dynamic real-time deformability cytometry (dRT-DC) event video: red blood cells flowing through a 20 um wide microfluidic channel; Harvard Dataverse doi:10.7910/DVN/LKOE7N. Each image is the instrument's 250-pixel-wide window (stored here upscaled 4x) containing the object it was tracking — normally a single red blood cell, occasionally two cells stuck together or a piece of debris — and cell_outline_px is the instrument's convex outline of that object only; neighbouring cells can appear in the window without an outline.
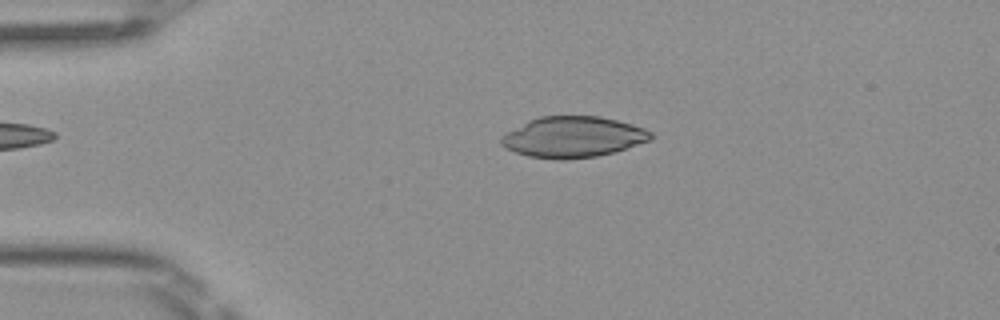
{"species": "Egyptian fruit bat (a non-hibernating species)", "species_latin": "Rousettus aegyptiacus", "temperature_condition": "room temperature", "stored_images_in_passage": 3, "camera_frame_rate_fps": 3000, "um_per_image_px": 0.085, "frame": {"image": 1, "passage_image": 3, "time_ms": 0.667, "image_size_px": [1000, 320], "cell_outline_px": [[656, 136], [652, 140], [612, 152], [596, 156], [564, 160], [556, 160], [528, 156], [504, 148], [500, 144], [500, 136], [528, 120], [540, 116], [600, 116], [632, 124], [644, 128], [652, 132]], "centroid_in_image_um": [48.7, 11.65], "position_along_channel_um": 36.3, "area_um2": 35.84}}